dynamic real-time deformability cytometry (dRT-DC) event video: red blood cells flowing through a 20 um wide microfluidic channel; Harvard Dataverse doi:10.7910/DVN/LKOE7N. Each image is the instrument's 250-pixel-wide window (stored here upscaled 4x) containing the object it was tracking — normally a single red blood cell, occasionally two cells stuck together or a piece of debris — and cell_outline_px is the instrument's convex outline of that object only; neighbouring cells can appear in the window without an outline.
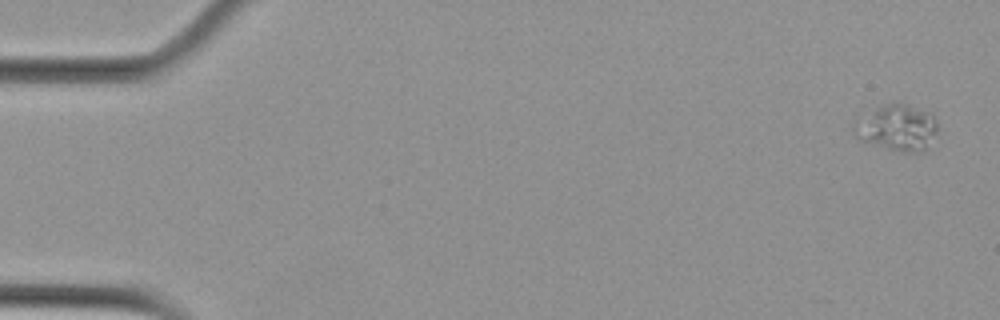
{"species": "Egyptian fruit bat (a non-hibernating species)", "species_latin": "Rousettus aegyptiacus", "temperature_condition": "cold", "stored_images_in_passage": 8, "camera_frame_rate_fps": 3000, "um_per_image_px": 0.085, "animal": {"sex": "female"}, "frame": {"image": 1, "passage_image": 1, "time_ms": 0.0, "image_size_px": [1000, 320], "cell_outline_px": [[936, 132], [924, 152], [900, 152], [856, 140], [852, 132], [852, 128], [856, 116], [884, 104], [896, 100], [900, 100], [932, 112], [936, 124]], "centroid_in_image_um": [76.18, 10.81], "position_along_channel_um": 8.8, "area_um2": 23.58}}
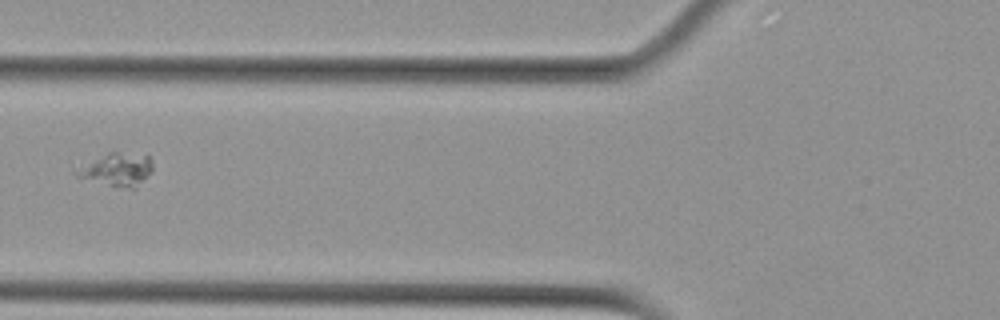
{"frame": {"image": 2, "passage_image": 6, "time_ms": 7.0, "image_size_px": [1000, 320], "cell_outline_px": [[152, 172], [136, 188], [128, 188], [76, 176], [72, 172], [108, 152], [116, 152], [148, 156], [152, 160]], "centroid_in_image_um": [10.01, 14.4], "position_along_channel_um": 115.8, "area_um2": 13.99}}
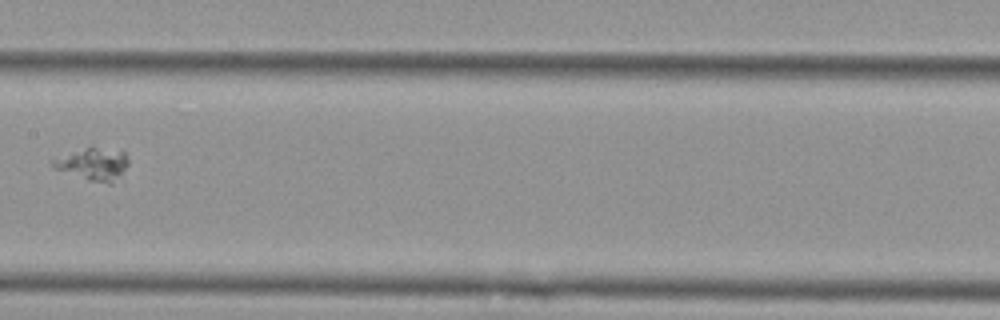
{"frame": {"image": 3, "passage_image": 8, "time_ms": 9.333, "image_size_px": [1000, 320], "cell_outline_px": [[128, 164], [112, 184], [108, 184], [88, 180], [52, 168], [48, 160], [92, 144], [124, 152], [128, 160]], "centroid_in_image_um": [7.85, 13.91], "position_along_channel_um": 199.5, "area_um2": 14.68}}